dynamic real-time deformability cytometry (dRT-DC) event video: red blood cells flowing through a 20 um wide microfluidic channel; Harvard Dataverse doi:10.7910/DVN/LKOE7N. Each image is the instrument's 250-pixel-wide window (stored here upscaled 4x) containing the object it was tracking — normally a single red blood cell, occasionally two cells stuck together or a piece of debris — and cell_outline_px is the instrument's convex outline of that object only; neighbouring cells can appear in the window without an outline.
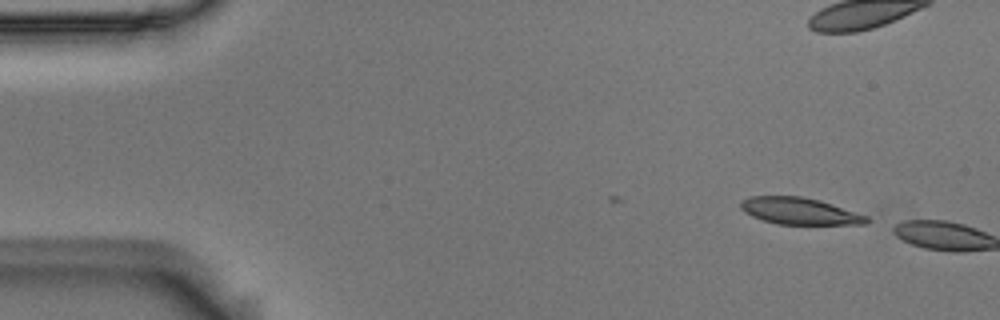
{"species": "Egyptian fruit bat (a non-hibernating species)", "species_latin": "Rousettus aegyptiacus", "temperature_condition": "room temperature", "stored_images_in_passage": 2, "camera_frame_rate_fps": 3000, "um_per_image_px": 0.085, "animal": {"sex": "male"}, "frame": {"image": 1, "passage_image": 1, "time_ms": 0.0, "image_size_px": [1000, 320], "cell_outline_px": [[868, 224], [776, 224], [752, 216], [744, 212], [740, 208], [740, 200], [752, 196], [800, 196], [820, 200], [868, 216]], "centroid_in_image_um": [67.94, 17.94], "position_along_channel_um": 17.1, "area_um2": 19.59}}